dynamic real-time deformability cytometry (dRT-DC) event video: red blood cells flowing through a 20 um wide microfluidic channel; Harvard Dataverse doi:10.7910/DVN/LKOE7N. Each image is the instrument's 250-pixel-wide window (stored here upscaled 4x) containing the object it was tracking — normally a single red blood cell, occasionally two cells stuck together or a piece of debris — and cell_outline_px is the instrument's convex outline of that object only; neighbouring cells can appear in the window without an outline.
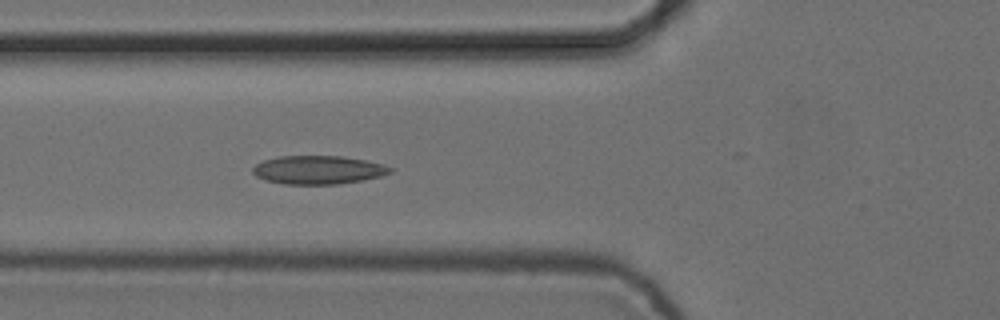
{"species": "common noctule bat (a hibernating species)", "species_latin": "Nyctalus noctula", "temperature_condition": "cold", "stored_images_in_passage": 7, "camera_frame_rate_fps": 3000, "um_per_image_px": 0.085, "animal": {"sex": "female", "body_mass_g": 24.6, "forearm_length_mm": 56.2}, "frame": {"image": 1, "passage_image": 7, "time_ms": 2.0, "image_size_px": [1000, 320], "cell_outline_px": [[392, 172], [380, 176], [364, 180], [336, 184], [284, 184], [268, 180], [256, 176], [252, 172], [252, 168], [256, 164], [264, 160], [280, 156], [344, 156], [384, 164], [392, 168]], "centroid_in_image_um": [27.06, 14.43], "position_along_channel_um": 98.7, "area_um2": 22.72}}